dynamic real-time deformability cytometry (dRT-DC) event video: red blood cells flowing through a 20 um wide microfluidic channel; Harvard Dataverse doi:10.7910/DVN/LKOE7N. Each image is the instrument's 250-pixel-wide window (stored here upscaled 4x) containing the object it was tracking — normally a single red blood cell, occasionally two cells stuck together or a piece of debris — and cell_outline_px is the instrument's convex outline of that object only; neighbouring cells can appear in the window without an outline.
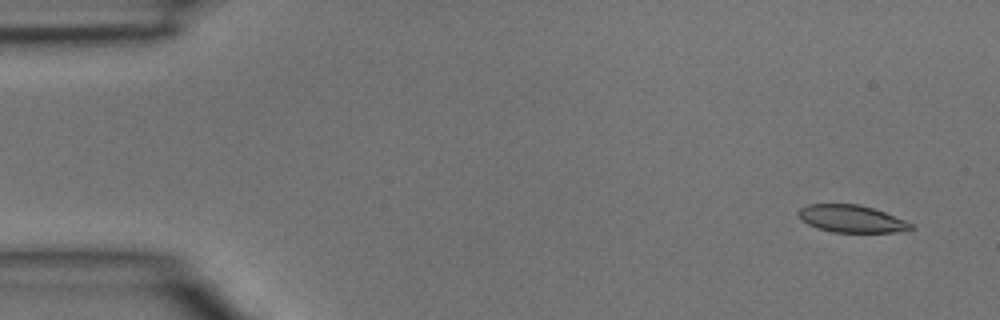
{"species": "common noctule bat (a hibernating species)", "species_latin": "Nyctalus noctula", "temperature_condition": "room temperature", "stored_images_in_passage": 3, "camera_frame_rate_fps": 3000, "um_per_image_px": 0.085, "animal": {"sex": "male", "body_mass_g": 15.6}, "frame": {"image": 1, "passage_image": 1, "time_ms": 0.0, "image_size_px": [1000, 320], "cell_outline_px": [[916, 228], [896, 232], [832, 232], [816, 228], [800, 220], [796, 212], [800, 208], [808, 204], [856, 204], [872, 208], [884, 212], [916, 224]], "centroid_in_image_um": [72.37, 18.6], "position_along_channel_um": 12.6, "area_um2": 18.09}}
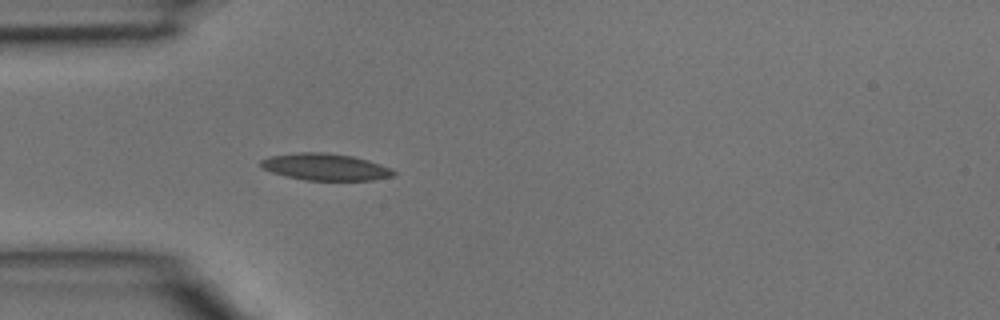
{"frame": {"image": 2, "passage_image": 3, "time_ms": 0.667, "image_size_px": [1000, 320], "cell_outline_px": [[396, 176], [372, 180], [304, 180], [272, 172], [260, 168], [260, 160], [268, 156], [300, 152], [324, 152], [352, 156], [368, 160], [392, 168], [396, 172]], "centroid_in_image_um": [27.66, 14.19], "position_along_channel_um": 57.3, "area_um2": 20.87}}